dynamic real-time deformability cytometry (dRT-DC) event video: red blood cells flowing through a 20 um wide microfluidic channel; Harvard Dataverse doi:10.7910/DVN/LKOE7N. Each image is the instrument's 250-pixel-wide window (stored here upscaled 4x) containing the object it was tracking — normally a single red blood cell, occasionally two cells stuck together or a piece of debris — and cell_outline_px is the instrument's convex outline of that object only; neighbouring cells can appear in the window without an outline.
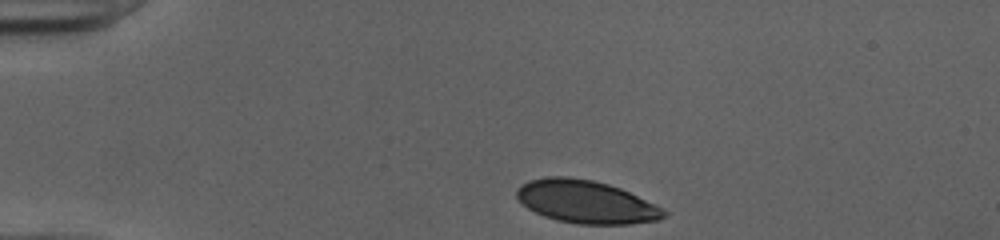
{"species": "human", "species_latin": "Homo sapiens", "temperature_condition": "cold", "stored_images_in_passage": 34, "camera_frame_rate_fps": 3000, "um_per_image_px": 0.085, "donor": {"sex": "female"}, "frame": {"image": 1, "passage_image": 1, "time_ms": 0.0, "image_size_px": [1000, 240], "cell_outline_px": [[668, 216], [660, 220], [628, 224], [576, 224], [556, 220], [544, 216], [528, 208], [516, 196], [516, 188], [520, 184], [528, 180], [544, 176], [568, 176], [592, 180], [608, 184], [620, 188], [668, 212]], "centroid_in_image_um": [49.77, 17.15], "position_along_channel_um": 35.2, "area_um2": 36.7}}
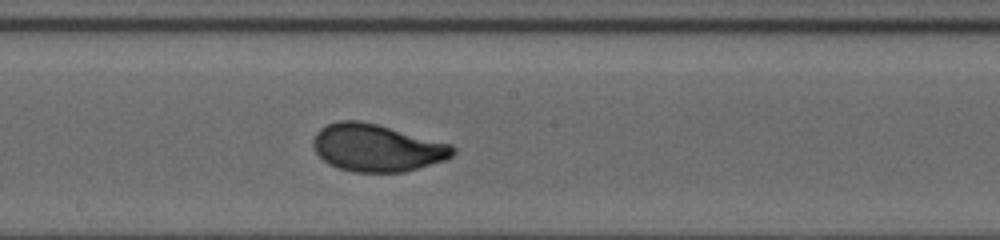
{"frame": {"image": 2, "passage_image": 19, "time_ms": 6.0, "image_size_px": [1000, 240], "cell_outline_px": [[456, 152], [452, 156], [444, 160], [404, 172], [352, 172], [328, 164], [316, 152], [312, 144], [312, 140], [316, 132], [320, 128], [328, 124], [340, 120], [360, 120], [376, 124], [452, 144], [456, 148]], "centroid_in_image_um": [32.02, 12.56], "position_along_channel_um": 216.2, "area_um2": 38.49}}
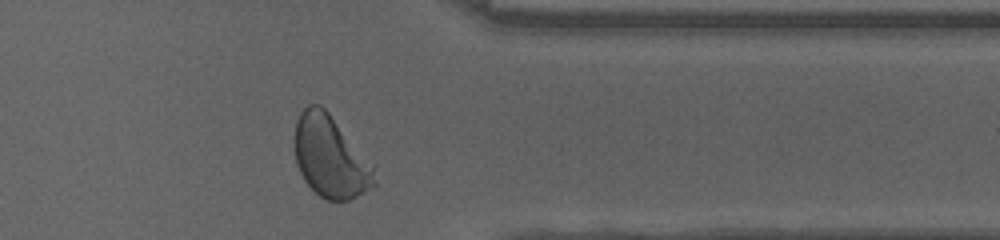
{"frame": {"image": 3, "passage_image": 32, "time_ms": 10.333, "image_size_px": [1000, 240], "cell_outline_px": [[376, 184], [356, 196], [348, 200], [328, 200], [320, 196], [304, 180], [296, 164], [296, 120], [300, 112], [308, 104], [320, 104], [328, 112], [372, 168], [376, 180]], "centroid_in_image_um": [28.02, 13.34], "position_along_channel_um": 383.4, "area_um2": 36.53}, "authors_computed_cell_mechanics": {"area_um2": 37.9457, "velocity_mm_per_s": 3.9811, "shape_relaxation_time_tau1_ms": 3.2585, "shape_relaxation_time_tau2_ms": null, "deformation_change_tau1": 0.1632, "deformation_change_tau2": null}}